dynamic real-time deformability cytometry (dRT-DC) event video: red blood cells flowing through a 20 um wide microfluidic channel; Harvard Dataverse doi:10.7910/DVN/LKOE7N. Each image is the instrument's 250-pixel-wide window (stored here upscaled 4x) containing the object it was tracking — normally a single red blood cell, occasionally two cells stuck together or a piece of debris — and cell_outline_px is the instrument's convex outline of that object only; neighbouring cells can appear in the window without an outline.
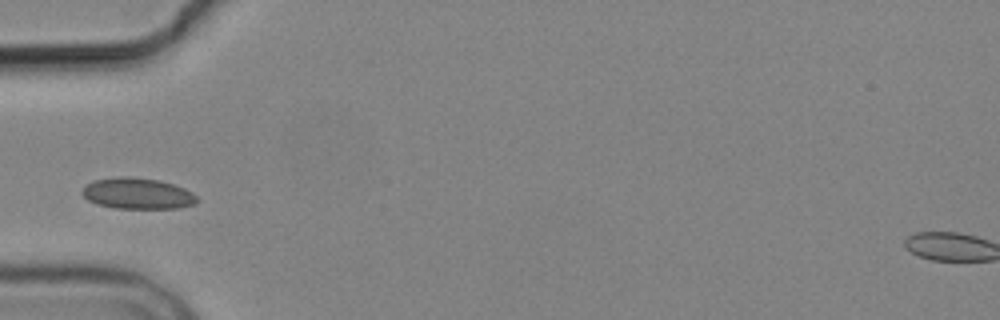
{"species": "common noctule bat (a hibernating species)", "species_latin": "Nyctalus noctula", "temperature_condition": "cold", "stored_images_in_passage": 4, "camera_frame_rate_fps": 3000, "um_per_image_px": 0.085, "animal": {"sex": "male", "body_mass_g": 19.2, "forearm_length_mm": 51.8}, "frame": {"image": 1, "passage_image": 2, "time_ms": 1.0, "image_size_px": [1000, 320], "cell_outline_px": [[200, 200], [192, 204], [180, 208], [116, 208], [96, 204], [88, 200], [80, 192], [88, 184], [96, 180], [120, 176], [128, 176], [160, 180], [184, 188], [192, 192]], "centroid_in_image_um": [11.7, 16.45], "position_along_channel_um": 73.3, "area_um2": 20.69}}
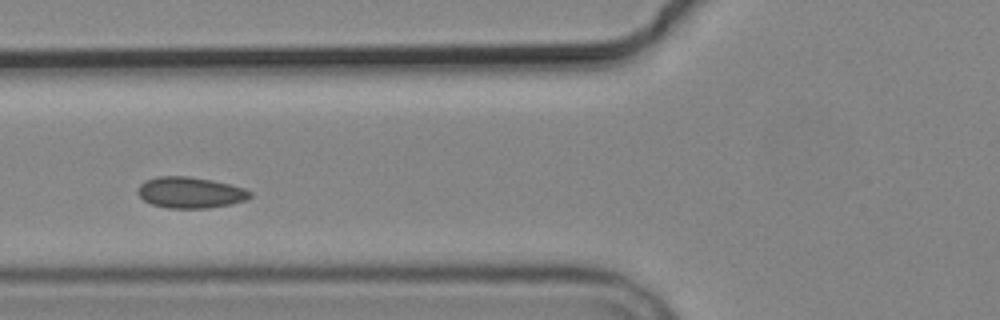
{"frame": {"image": 2, "passage_image": 3, "time_ms": 2.0, "image_size_px": [1000, 320], "cell_outline_px": [[252, 196], [244, 200], [232, 204], [208, 208], [168, 208], [152, 204], [144, 200], [136, 192], [136, 188], [144, 180], [156, 176], [188, 176], [212, 180], [244, 188], [252, 192]], "centroid_in_image_um": [16.14, 16.36], "position_along_channel_um": 109.7, "area_um2": 20.46}}
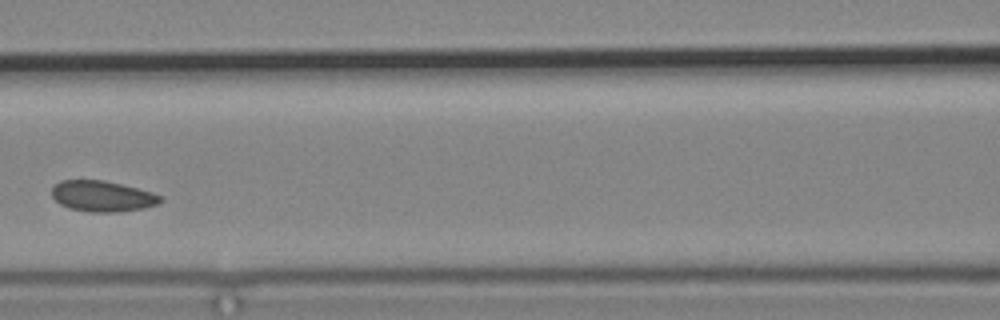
{"frame": {"image": 3, "passage_image": 4, "time_ms": 3.333, "image_size_px": [1000, 320], "cell_outline_px": [[164, 200], [156, 204], [144, 208], [120, 212], [88, 212], [68, 208], [60, 204], [52, 196], [52, 188], [60, 180], [104, 180], [152, 192], [164, 196]], "centroid_in_image_um": [8.71, 16.68], "position_along_channel_um": 157.9, "area_um2": 19.59}}